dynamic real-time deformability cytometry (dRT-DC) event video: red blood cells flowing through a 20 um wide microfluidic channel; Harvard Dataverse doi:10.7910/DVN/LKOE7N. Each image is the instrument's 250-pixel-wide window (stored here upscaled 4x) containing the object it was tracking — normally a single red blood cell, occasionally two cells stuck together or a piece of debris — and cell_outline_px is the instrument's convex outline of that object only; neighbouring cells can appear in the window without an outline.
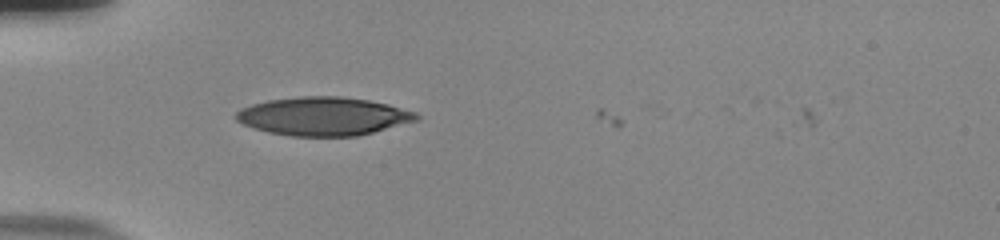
{"species": "human", "species_latin": "Homo sapiens", "temperature_condition": "room temperature", "stored_images_in_passage": 6, "camera_frame_rate_fps": 3000, "um_per_image_px": 0.085, "donor": {"sex": "male"}, "frame": {"image": 1, "passage_image": 2, "time_ms": 0.333, "image_size_px": [1000, 240], "cell_outline_px": [[420, 120], [356, 136], [292, 136], [268, 132], [252, 128], [236, 120], [236, 112], [240, 108], [252, 104], [268, 100], [300, 96], [340, 96], [368, 100], [388, 104], [416, 112], [420, 116]], "centroid_in_image_um": [27.49, 9.88], "position_along_channel_um": 57.5, "area_um2": 40.4}}